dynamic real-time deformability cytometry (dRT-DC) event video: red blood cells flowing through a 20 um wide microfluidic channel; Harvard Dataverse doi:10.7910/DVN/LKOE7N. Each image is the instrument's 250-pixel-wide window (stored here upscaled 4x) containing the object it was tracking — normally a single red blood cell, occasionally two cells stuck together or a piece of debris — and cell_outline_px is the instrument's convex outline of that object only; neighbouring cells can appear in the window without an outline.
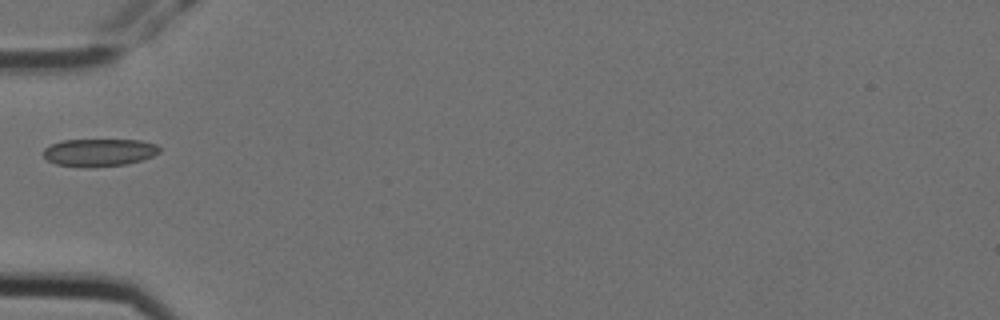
{"species": "Egyptian fruit bat (a non-hibernating species)", "species_latin": "Rousettus aegyptiacus", "temperature_condition": "cold", "stored_images_in_passage": 1, "camera_frame_rate_fps": 3000, "um_per_image_px": 0.085, "animal": {"sex": "female"}, "frame": {"image": 1, "passage_image": 1, "time_ms": 0.0, "image_size_px": [1000, 320], "cell_outline_px": [[160, 152], [152, 156], [140, 160], [124, 164], [56, 164], [48, 160], [44, 156], [44, 148], [60, 140], [140, 140], [156, 144], [160, 148]], "centroid_in_image_um": [8.46, 12.89], "position_along_channel_um": 76.5, "area_um2": 17.63}}